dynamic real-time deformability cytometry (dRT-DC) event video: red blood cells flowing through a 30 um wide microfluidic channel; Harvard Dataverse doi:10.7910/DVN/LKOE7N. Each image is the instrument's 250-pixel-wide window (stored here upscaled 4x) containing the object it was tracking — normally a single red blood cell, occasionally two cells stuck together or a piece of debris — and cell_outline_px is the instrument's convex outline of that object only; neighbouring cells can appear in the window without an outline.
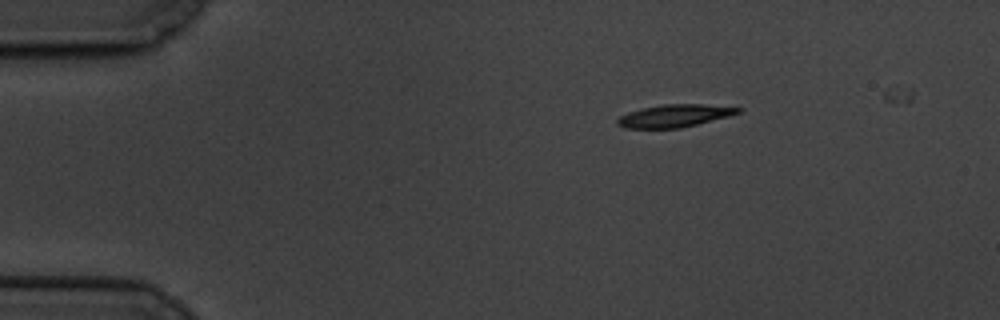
{"species": "common noctule bat (a hibernating species)", "species_latin": "Nyctalus noctula", "temperature_condition": "cold", "stored_images_in_passage": 4, "segment_of_instrument_passage": [1, 2], "camera_frame_rate_fps": 3000, "um_per_image_px": 0.085, "animal": {"sex": "male", "body_mass_g": 19.5, "forearm_length_mm": 54.6}, "frame": {"image": 1, "passage_image": 1, "time_ms": 0.0, "image_size_px": [1000, 320], "cell_outline_px": [[744, 108], [740, 112], [728, 116], [680, 128], [624, 128], [616, 124], [616, 120], [620, 116], [628, 112], [644, 108], [664, 104], [704, 104]], "centroid_in_image_um": [57.32, 9.84], "position_along_channel_um": 27.7, "area_um2": 15.72}}